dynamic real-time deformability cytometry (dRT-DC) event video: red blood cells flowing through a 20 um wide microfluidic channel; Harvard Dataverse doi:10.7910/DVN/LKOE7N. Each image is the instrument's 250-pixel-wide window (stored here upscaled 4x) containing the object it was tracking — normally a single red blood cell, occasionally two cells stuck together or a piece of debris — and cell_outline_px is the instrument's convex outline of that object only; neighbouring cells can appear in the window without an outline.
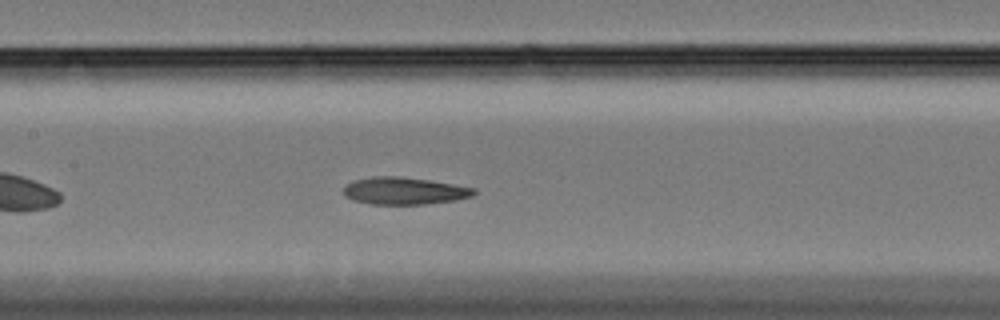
{"species": "Egyptian fruit bat (a non-hibernating species)", "species_latin": "Rousettus aegyptiacus", "temperature_condition": "cold", "stored_images_in_passage": 41, "camera_frame_rate_fps": 3000, "um_per_image_px": 0.085, "animal": {"sex": "female"}, "frame": {"image": 1, "passage_image": 15, "time_ms": 4.667, "image_size_px": [1000, 320], "cell_outline_px": [[476, 192], [472, 196], [456, 200], [424, 204], [368, 204], [352, 200], [344, 196], [344, 188], [348, 184], [356, 180], [376, 176], [400, 176], [432, 180], [476, 188]], "centroid_in_image_um": [34.39, 16.22], "position_along_channel_um": 173.0, "area_um2": 20.75}}
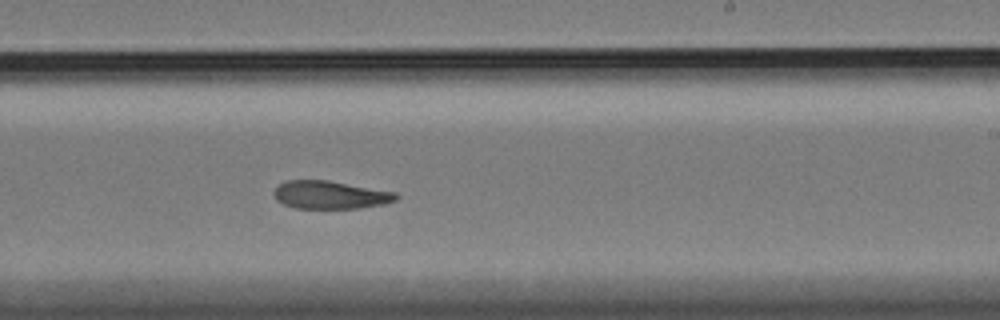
{"frame": {"image": 2, "passage_image": 23, "time_ms": 7.333, "image_size_px": [1000, 320], "cell_outline_px": [[400, 196], [396, 200], [384, 204], [360, 208], [296, 208], [284, 204], [276, 200], [276, 188], [280, 184], [288, 180], [328, 180], [396, 192]], "centroid_in_image_um": [28.13, 16.56], "position_along_channel_um": 260.9, "area_um2": 19.77}}
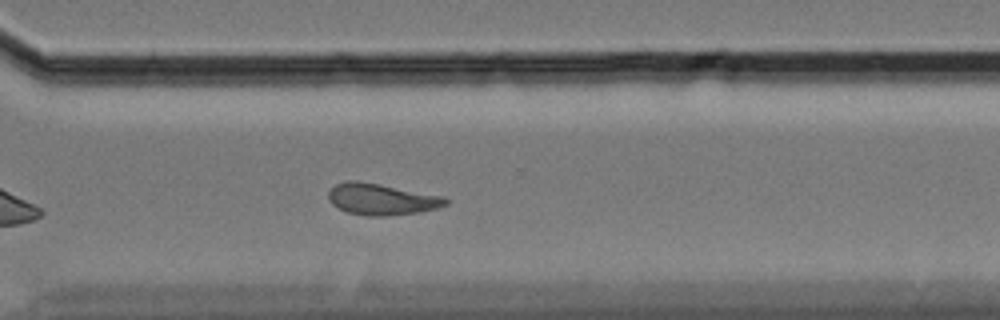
{"frame": {"image": 3, "passage_image": 30, "time_ms": 9.667, "image_size_px": [1000, 320], "cell_outline_px": [[448, 204], [436, 208], [420, 212], [384, 216], [368, 216], [348, 212], [332, 204], [328, 200], [328, 192], [336, 184], [348, 180], [356, 180], [380, 184], [444, 196], [448, 200]], "centroid_in_image_um": [32.43, 16.93], "position_along_channel_um": 338.2, "area_um2": 21.39}, "authors_computed_cell_mechanics": {"area_um2": 21.0392, "velocity_mm_per_s": 3.3095, "shape_relaxation_time_tau1_ms": null, "shape_relaxation_time_tau2_ms": 4.4697, "deformation_change_tau1": null, "deformation_change_tau2": 0.1159}}